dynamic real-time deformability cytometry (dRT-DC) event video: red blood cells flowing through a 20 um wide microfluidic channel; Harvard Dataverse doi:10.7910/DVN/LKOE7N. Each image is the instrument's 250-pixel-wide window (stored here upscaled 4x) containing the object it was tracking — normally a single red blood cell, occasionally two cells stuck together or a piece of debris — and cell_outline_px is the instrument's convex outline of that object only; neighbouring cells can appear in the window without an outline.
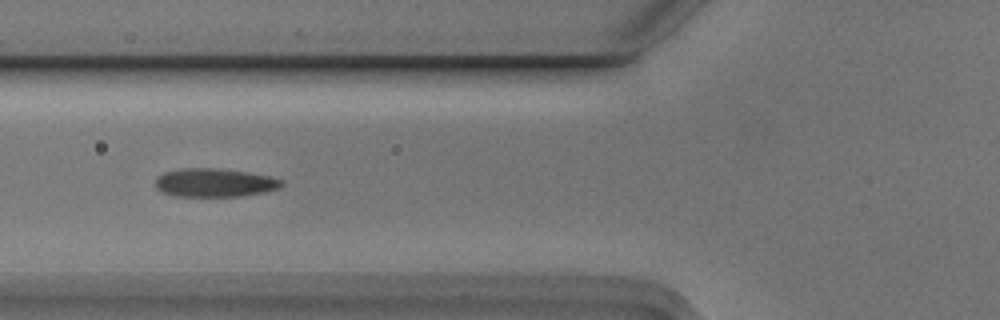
{"species": "Egyptian fruit bat (a non-hibernating species)", "species_latin": "Rousettus aegyptiacus", "temperature_condition": "cold", "stored_images_in_passage": 6, "camera_frame_rate_fps": 3000, "um_per_image_px": 0.085, "animal": {"sex": "male"}, "frame": {"image": 1, "passage_image": 5, "time_ms": 1.333, "image_size_px": [1000, 320], "cell_outline_px": [[284, 184], [280, 188], [264, 192], [244, 196], [176, 196], [160, 192], [156, 188], [156, 176], [164, 172], [180, 168], [220, 168], [248, 172], [268, 176], [284, 180]], "centroid_in_image_um": [18.23, 15.52], "position_along_channel_um": 107.6, "area_um2": 21.21}}
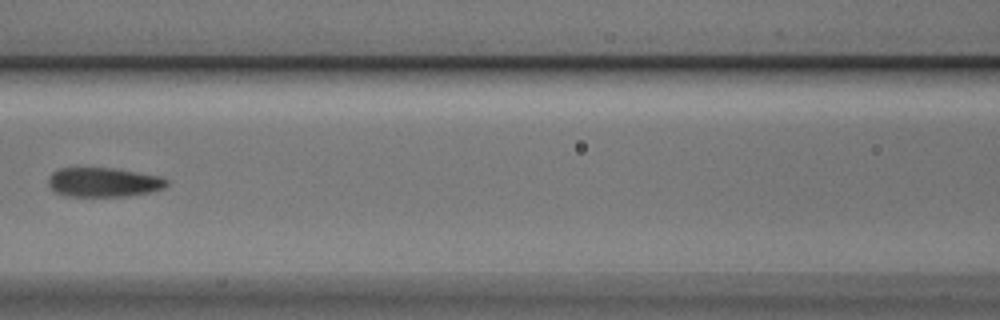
{"frame": {"image": 2, "passage_image": 6, "time_ms": 1.667, "image_size_px": [1000, 320], "cell_outline_px": [[168, 184], [164, 188], [148, 192], [124, 196], [64, 196], [56, 192], [48, 184], [48, 176], [52, 172], [60, 168], [116, 168], [160, 176], [168, 180]], "centroid_in_image_um": [8.79, 15.48], "position_along_channel_um": 157.8, "area_um2": 20.23}}